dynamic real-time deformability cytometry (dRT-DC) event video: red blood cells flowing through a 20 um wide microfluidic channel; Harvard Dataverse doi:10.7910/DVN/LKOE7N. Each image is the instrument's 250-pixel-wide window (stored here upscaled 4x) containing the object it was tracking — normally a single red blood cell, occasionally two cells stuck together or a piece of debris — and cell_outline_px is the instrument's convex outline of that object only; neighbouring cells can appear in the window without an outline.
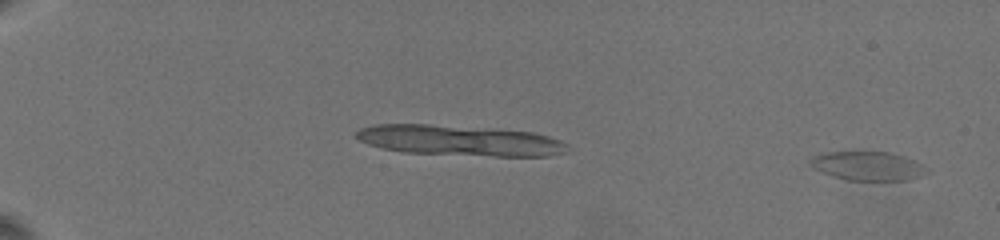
{"species": "common noctule bat (a hibernating species)", "species_latin": "Nyctalus noctula", "temperature_condition": "warm", "stored_images_in_passage": 18, "camera_frame_rate_fps": 3000, "um_per_image_px": 0.085, "animal": {"sex": "female", "body_mass_g": 19.5, "forearm_length_mm": 54.1}, "frame": {"image": 1, "passage_image": 1, "time_ms": 0.0, "image_size_px": [1000, 240], "cell_outline_px": [[928, 172], [920, 176], [908, 180], [848, 180], [832, 176], [820, 172], [812, 168], [808, 164], [812, 156], [820, 152], [856, 148], [888, 152], [904, 156], [916, 160]], "centroid_in_image_um": [73.64, 14.04], "position_along_channel_um": 11.4, "area_um2": 20.69}}
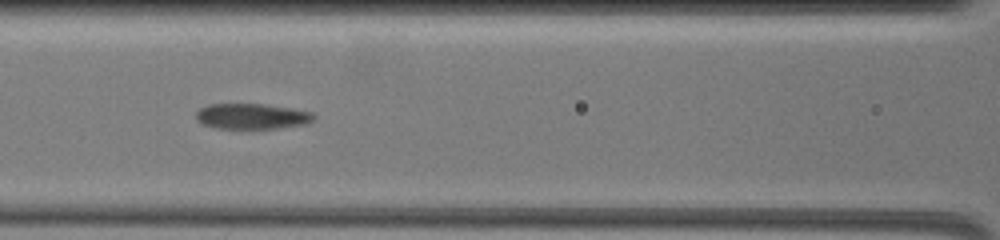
{"frame": {"image": 2, "passage_image": 14, "time_ms": 11.0, "image_size_px": [1000, 240], "cell_outline_px": [[316, 116], [308, 124], [252, 132], [216, 128], [204, 124], [196, 120], [196, 112], [200, 108], [208, 104], [264, 104], [292, 108], [312, 112]], "centroid_in_image_um": [21.42, 9.94], "position_along_channel_um": 145.2, "area_um2": 18.5}}
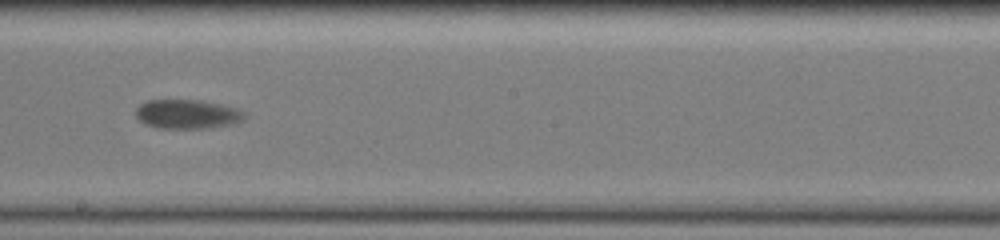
{"frame": {"image": 3, "passage_image": 17, "time_ms": 13.667, "image_size_px": [1000, 240], "cell_outline_px": [[248, 116], [244, 120], [236, 124], [208, 128], [156, 128], [144, 124], [136, 116], [136, 108], [140, 104], [148, 100], [196, 100], [220, 104], [236, 108], [244, 112]], "centroid_in_image_um": [15.95, 9.71], "position_along_channel_um": 232.3, "area_um2": 18.67}}